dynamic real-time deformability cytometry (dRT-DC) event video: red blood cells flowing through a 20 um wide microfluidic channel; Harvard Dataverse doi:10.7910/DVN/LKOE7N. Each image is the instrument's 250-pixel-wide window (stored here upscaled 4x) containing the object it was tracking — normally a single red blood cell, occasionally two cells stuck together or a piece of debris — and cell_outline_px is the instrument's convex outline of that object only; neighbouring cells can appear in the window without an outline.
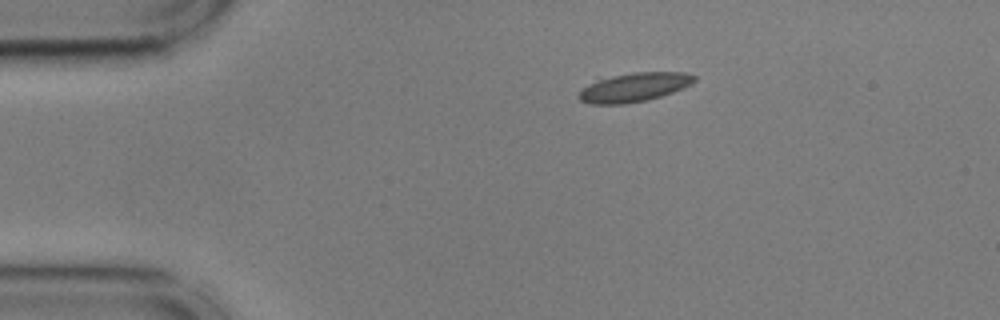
{"species": "common noctule bat (a hibernating species)", "species_latin": "Nyctalus noctula", "temperature_condition": "cold", "stored_images_in_passage": 46, "camera_frame_rate_fps": 3000, "um_per_image_px": 0.085, "animal": {"sex": "male", "body_mass_g": 17.9, "forearm_length_mm": 54.2}, "frame": {"image": 1, "passage_image": 1, "time_ms": 0.0, "image_size_px": [1000, 320], "cell_outline_px": [[696, 80], [692, 84], [684, 88], [648, 100], [624, 104], [592, 104], [580, 100], [576, 96], [588, 84], [596, 80], [612, 76], [632, 72], [684, 72], [696, 76]], "centroid_in_image_um": [53.92, 7.42], "position_along_channel_um": 31.1, "area_um2": 19.48}}
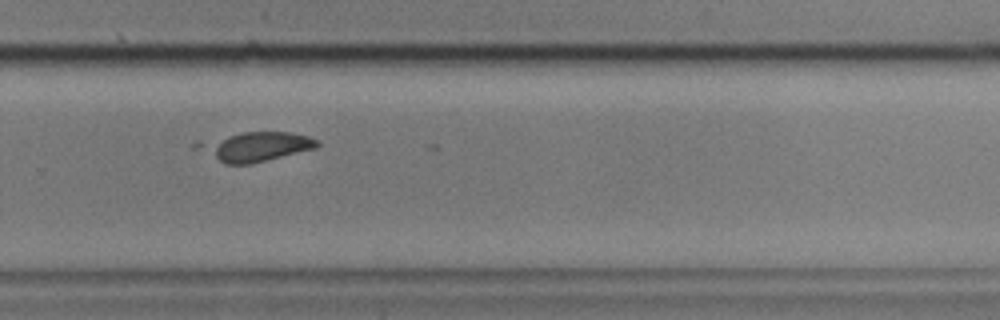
{"frame": {"image": 2, "passage_image": 28, "time_ms": 9.0, "image_size_px": [1000, 320], "cell_outline_px": [[320, 144], [316, 148], [252, 164], [224, 164], [192, 148], [192, 144], [196, 140], [244, 132], [288, 132], [308, 136], [320, 140]], "centroid_in_image_um": [21.59, 12.46], "position_along_channel_um": 308.2, "area_um2": 21.04}}
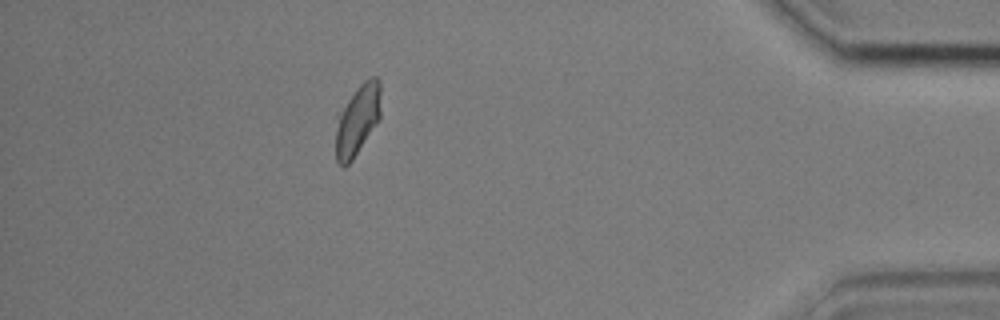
{"frame": {"image": 3, "passage_image": 40, "time_ms": 13.0, "image_size_px": [1000, 320], "cell_outline_px": [[380, 120], [352, 160], [344, 168], [340, 168], [336, 164], [336, 112], [356, 88], [368, 76], [376, 76], [380, 80]], "centroid_in_image_um": [30.36, 10.19], "position_along_channel_um": 404.8, "area_um2": 19.25}, "authors_computed_cell_mechanics": {"area_um2": 18.8428, "velocity_mm_per_s": 3.5866, "shape_relaxation_time_tau1_ms": 0.0333, "shape_relaxation_time_tau2_ms": null, "deformation_change_tau1": 0.2244, "deformation_change_tau2": null}}